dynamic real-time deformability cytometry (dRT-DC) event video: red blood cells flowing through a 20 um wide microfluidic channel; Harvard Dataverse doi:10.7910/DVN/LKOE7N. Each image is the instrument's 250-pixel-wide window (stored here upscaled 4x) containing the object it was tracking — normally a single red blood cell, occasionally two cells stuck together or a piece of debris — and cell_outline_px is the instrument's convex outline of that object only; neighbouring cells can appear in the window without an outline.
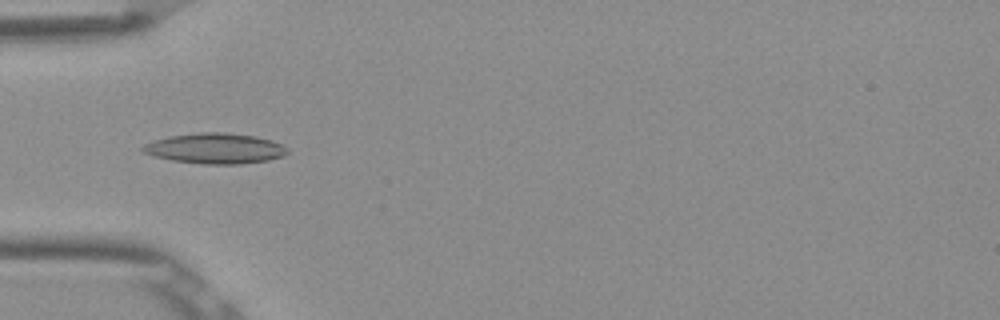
{"species": "Egyptian fruit bat (a non-hibernating species)", "species_latin": "Rousettus aegyptiacus", "temperature_condition": "room temperature", "stored_images_in_passage": 7, "camera_frame_rate_fps": 3000, "um_per_image_px": 0.085, "frame": {"image": 1, "passage_image": 5, "time_ms": 1.333, "image_size_px": [1000, 320], "cell_outline_px": [[288, 152], [284, 156], [268, 160], [240, 164], [204, 164], [172, 160], [152, 156], [144, 152], [140, 148], [144, 144], [168, 136], [200, 132], [224, 132], [256, 136], [272, 140], [288, 148]], "centroid_in_image_um": [18.29, 12.61], "position_along_channel_um": 66.7, "area_um2": 25.72}}
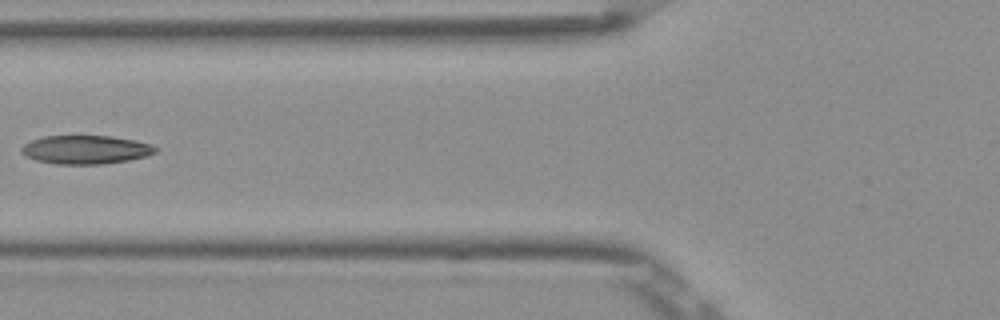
{"frame": {"image": 2, "passage_image": 6, "time_ms": 1.667, "image_size_px": [1000, 320], "cell_outline_px": [[156, 152], [148, 156], [128, 160], [104, 164], [56, 164], [36, 160], [24, 156], [20, 152], [20, 148], [24, 144], [32, 140], [44, 136], [112, 136], [136, 140], [148, 144], [156, 148]], "centroid_in_image_um": [7.25, 12.72], "position_along_channel_um": 118.5, "area_um2": 22.37}}
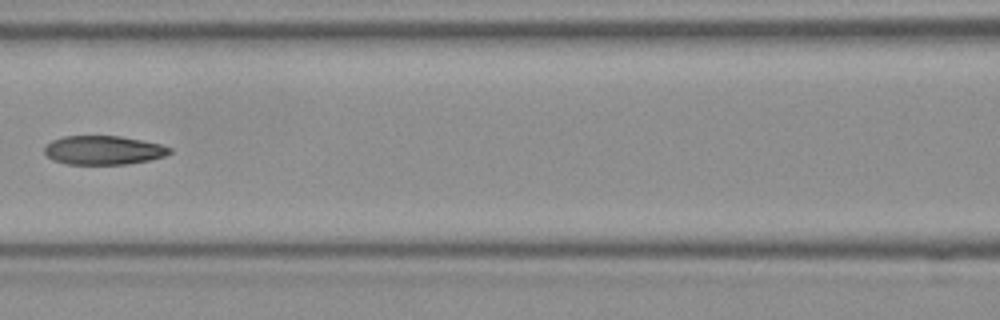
{"frame": {"image": 3, "passage_image": 7, "time_ms": 2.0, "image_size_px": [1000, 320], "cell_outline_px": [[172, 152], [164, 156], [148, 160], [128, 164], [68, 164], [52, 160], [44, 152], [44, 148], [52, 140], [64, 136], [120, 136], [160, 144], [172, 148]], "centroid_in_image_um": [8.79, 12.77], "position_along_channel_um": 157.8, "area_um2": 20.98}}